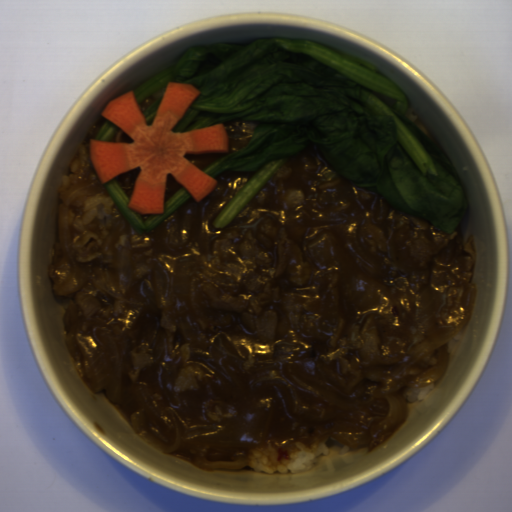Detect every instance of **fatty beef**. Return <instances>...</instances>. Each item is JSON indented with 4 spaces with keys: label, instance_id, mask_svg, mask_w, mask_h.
I'll list each match as a JSON object with an SVG mask.
<instances>
[{
    "label": "fatty beef",
    "instance_id": "1",
    "mask_svg": "<svg viewBox=\"0 0 512 512\" xmlns=\"http://www.w3.org/2000/svg\"><path fill=\"white\" fill-rule=\"evenodd\" d=\"M81 146L77 184L95 191L68 207L72 270L59 234L50 280L65 304L75 370L86 380L77 334L109 327L131 419L144 384L175 416V457L194 461L221 439L285 450L336 446L334 431L383 422L384 396L430 369L437 353L408 350L431 327L465 316L477 261L469 212L451 232L343 178L313 148L298 150L224 227L213 221L257 174L225 170L146 232L135 231ZM131 250L125 305L94 279L115 283Z\"/></svg>",
    "mask_w": 512,
    "mask_h": 512
},
{
    "label": "fatty beef",
    "instance_id": "2",
    "mask_svg": "<svg viewBox=\"0 0 512 512\" xmlns=\"http://www.w3.org/2000/svg\"><path fill=\"white\" fill-rule=\"evenodd\" d=\"M223 124L227 132V152H186L183 155L202 172L208 166L241 149L247 144L258 125L255 121L245 122L242 120Z\"/></svg>",
    "mask_w": 512,
    "mask_h": 512
},
{
    "label": "fatty beef",
    "instance_id": "3",
    "mask_svg": "<svg viewBox=\"0 0 512 512\" xmlns=\"http://www.w3.org/2000/svg\"><path fill=\"white\" fill-rule=\"evenodd\" d=\"M141 170H142V168H140L138 166L126 173H123V174L113 178L116 180V182L118 183L119 187L121 188V190L123 191V193L125 194V196L129 202L131 200L134 184H135Z\"/></svg>",
    "mask_w": 512,
    "mask_h": 512
},
{
    "label": "fatty beef",
    "instance_id": "4",
    "mask_svg": "<svg viewBox=\"0 0 512 512\" xmlns=\"http://www.w3.org/2000/svg\"><path fill=\"white\" fill-rule=\"evenodd\" d=\"M406 115L409 119V121L416 126L425 136H427L434 144L435 146L441 151V153L445 156L440 143L435 135V133L430 129V127L421 119V117L407 107Z\"/></svg>",
    "mask_w": 512,
    "mask_h": 512
},
{
    "label": "fatty beef",
    "instance_id": "5",
    "mask_svg": "<svg viewBox=\"0 0 512 512\" xmlns=\"http://www.w3.org/2000/svg\"><path fill=\"white\" fill-rule=\"evenodd\" d=\"M182 188H184L182 184L171 173H167L163 205L168 202L175 194H177Z\"/></svg>",
    "mask_w": 512,
    "mask_h": 512
},
{
    "label": "fatty beef",
    "instance_id": "6",
    "mask_svg": "<svg viewBox=\"0 0 512 512\" xmlns=\"http://www.w3.org/2000/svg\"><path fill=\"white\" fill-rule=\"evenodd\" d=\"M392 430L390 432H378L375 435L372 436V438L369 440L367 444V450L368 449H374L384 443L386 439L391 434Z\"/></svg>",
    "mask_w": 512,
    "mask_h": 512
},
{
    "label": "fatty beef",
    "instance_id": "7",
    "mask_svg": "<svg viewBox=\"0 0 512 512\" xmlns=\"http://www.w3.org/2000/svg\"><path fill=\"white\" fill-rule=\"evenodd\" d=\"M109 142H134L132 138L124 132L119 126L116 129L115 133L111 137Z\"/></svg>",
    "mask_w": 512,
    "mask_h": 512
},
{
    "label": "fatty beef",
    "instance_id": "8",
    "mask_svg": "<svg viewBox=\"0 0 512 512\" xmlns=\"http://www.w3.org/2000/svg\"><path fill=\"white\" fill-rule=\"evenodd\" d=\"M155 100L153 97H146L144 100H142L140 103H138L142 113L154 102Z\"/></svg>",
    "mask_w": 512,
    "mask_h": 512
},
{
    "label": "fatty beef",
    "instance_id": "9",
    "mask_svg": "<svg viewBox=\"0 0 512 512\" xmlns=\"http://www.w3.org/2000/svg\"><path fill=\"white\" fill-rule=\"evenodd\" d=\"M136 211V210H135ZM141 223H145L149 218H151L155 213H141L136 211Z\"/></svg>",
    "mask_w": 512,
    "mask_h": 512
}]
</instances>
